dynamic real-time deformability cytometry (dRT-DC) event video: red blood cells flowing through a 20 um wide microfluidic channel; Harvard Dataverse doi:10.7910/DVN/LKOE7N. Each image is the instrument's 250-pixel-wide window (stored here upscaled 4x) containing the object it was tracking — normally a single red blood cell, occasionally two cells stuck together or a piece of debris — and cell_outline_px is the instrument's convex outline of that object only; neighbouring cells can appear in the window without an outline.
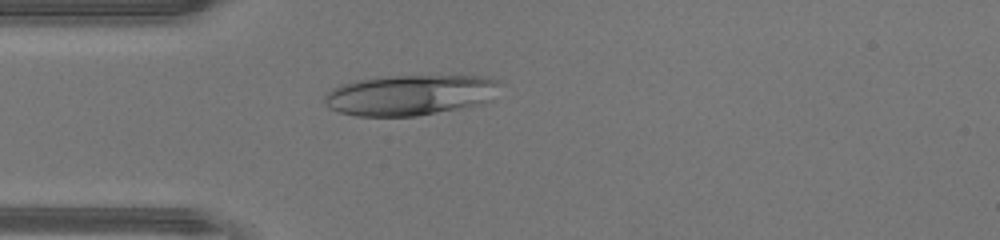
{"species": "human", "species_latin": "Homo sapiens", "temperature_condition": "warm", "stored_images_in_passage": 43, "camera_frame_rate_fps": 3000, "um_per_image_px": 0.085, "donor": {"sex": "male"}, "frame": {"image": 1, "passage_image": 12, "time_ms": 3.667, "image_size_px": [1000, 240], "cell_outline_px": [[500, 80], [492, 100], [484, 104], [416, 116], [356, 116], [340, 112], [328, 108], [324, 104], [324, 96], [332, 88], [340, 84], [356, 80], [376, 76], [488, 76]], "centroid_in_image_um": [34.85, 8.07], "position_along_channel_um": 50.2, "area_um2": 41.91}}
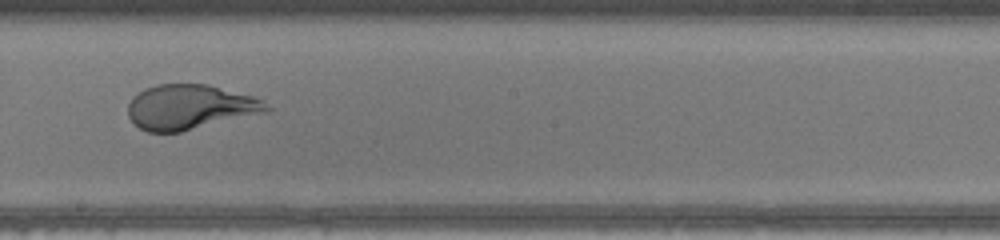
{"frame": {"image": 2, "passage_image": 24, "time_ms": 7.667, "image_size_px": [1000, 240], "cell_outline_px": [[272, 108], [268, 112], [180, 132], [148, 132], [140, 128], [128, 116], [128, 104], [132, 96], [136, 92], [144, 88], [156, 84], [208, 84], [252, 96], [264, 100]], "centroid_in_image_um": [16.15, 9.09], "position_along_channel_um": 232.1, "area_um2": 36.41}}
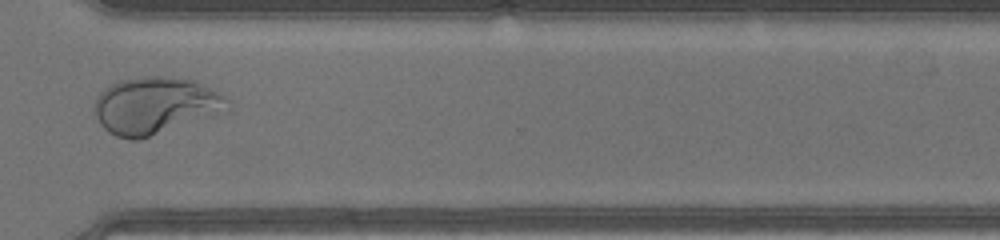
{"frame": {"image": 3, "passage_image": 32, "time_ms": 10.333, "image_size_px": [1000, 240], "cell_outline_px": [[232, 108], [136, 140], [128, 140], [116, 136], [108, 132], [100, 124], [92, 108], [96, 96], [104, 88], [120, 80], [140, 76], [172, 76], [196, 80], [220, 92], [232, 100]], "centroid_in_image_um": [13.19, 8.93], "position_along_channel_um": 357.4, "area_um2": 44.33}}